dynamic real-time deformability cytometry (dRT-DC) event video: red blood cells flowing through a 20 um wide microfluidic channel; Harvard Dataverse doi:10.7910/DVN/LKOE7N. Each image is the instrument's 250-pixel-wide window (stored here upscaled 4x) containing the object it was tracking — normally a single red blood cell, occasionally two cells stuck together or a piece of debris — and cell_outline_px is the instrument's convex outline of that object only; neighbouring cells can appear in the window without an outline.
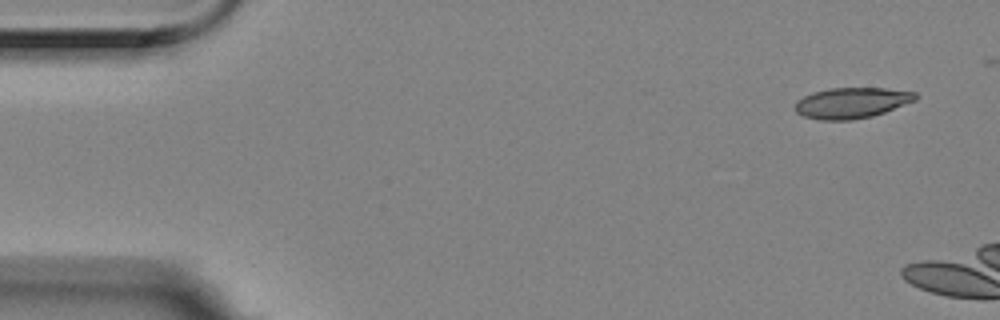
{"species": "Egyptian fruit bat (a non-hibernating species)", "species_latin": "Rousettus aegyptiacus", "temperature_condition": "room temperature", "stored_images_in_passage": 5, "camera_frame_rate_fps": 3000, "um_per_image_px": 0.085, "animal": {"sex": "female"}, "frame": {"image": 1, "passage_image": 1, "time_ms": 0.0, "image_size_px": [1000, 320], "cell_outline_px": [[916, 100], [884, 112], [872, 116], [852, 120], [820, 120], [804, 116], [796, 112], [796, 100], [812, 92], [832, 88], [884, 88], [916, 92]], "centroid_in_image_um": [72.38, 8.74], "position_along_channel_um": 12.6, "area_um2": 21.44}}